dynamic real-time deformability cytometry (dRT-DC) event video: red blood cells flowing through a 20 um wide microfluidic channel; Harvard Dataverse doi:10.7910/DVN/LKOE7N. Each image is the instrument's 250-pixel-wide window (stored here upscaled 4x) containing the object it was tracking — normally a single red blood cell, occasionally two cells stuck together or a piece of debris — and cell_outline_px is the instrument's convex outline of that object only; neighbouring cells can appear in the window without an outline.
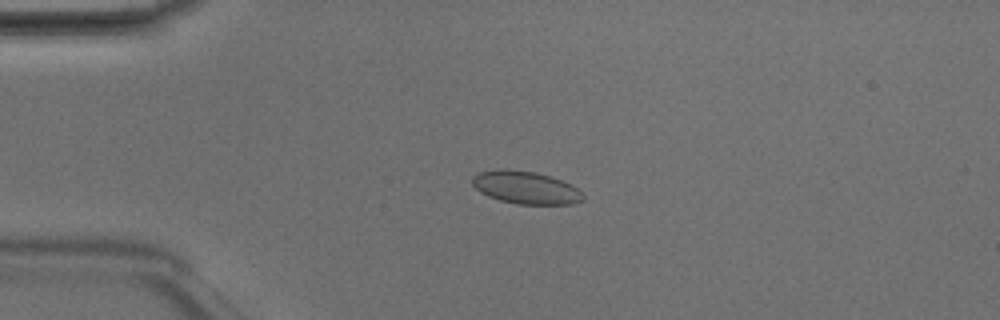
{"species": "Egyptian fruit bat (a non-hibernating species)", "species_latin": "Rousettus aegyptiacus", "temperature_condition": "room temperature", "stored_images_in_passage": 41, "camera_frame_rate_fps": 3000, "um_per_image_px": 0.085, "animal": {"sex": "male"}, "frame": {"image": 1, "passage_image": 4, "time_ms": 1.0, "image_size_px": [1000, 320], "cell_outline_px": [[584, 200], [572, 204], [516, 204], [500, 200], [488, 196], [480, 192], [472, 184], [472, 176], [480, 172], [500, 168], [532, 172], [548, 176], [572, 184], [584, 196]], "centroid_in_image_um": [44.66, 15.95], "position_along_channel_um": 40.3, "area_um2": 20.92}}
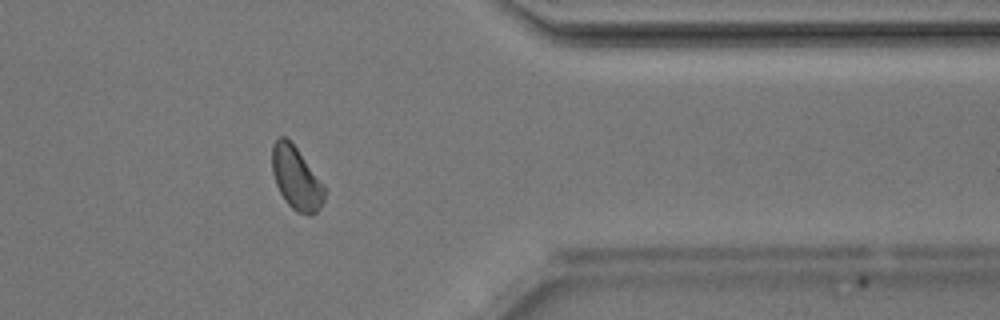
{"frame": {"image": 2, "passage_image": 32, "time_ms": 10.333, "image_size_px": [1000, 320], "cell_outline_px": [[324, 200], [320, 208], [312, 216], [308, 216], [296, 212], [284, 200], [276, 184], [272, 172], [272, 144], [280, 136], [284, 136], [296, 148], [324, 184]], "centroid_in_image_um": [25.18, 15.18], "position_along_channel_um": 386.2, "area_um2": 19.13}}
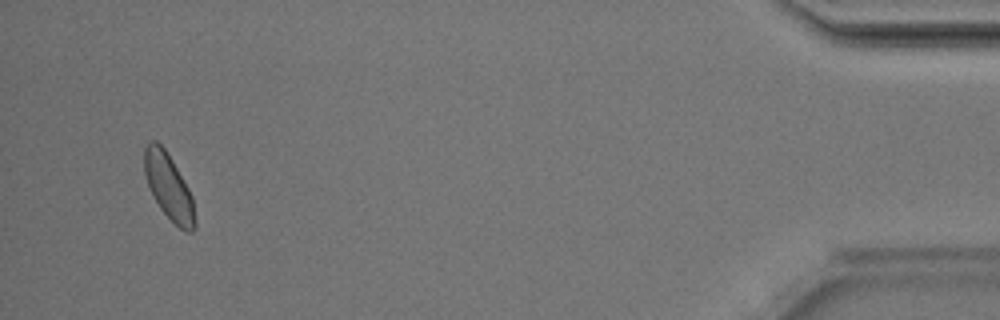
{"frame": {"image": 3, "passage_image": 39, "time_ms": 12.667, "image_size_px": [1000, 320], "cell_outline_px": [[196, 228], [192, 232], [188, 232], [180, 228], [160, 208], [152, 196], [144, 172], [144, 148], [152, 140], [156, 140], [164, 148], [172, 160], [188, 188], [192, 196], [196, 220]], "centroid_in_image_um": [14.34, 15.89], "position_along_channel_um": 420.9, "area_um2": 19.19}, "authors_computed_cell_mechanics": {"area_um2": 19.5942, "velocity_mm_per_s": 4.1728, "shape_relaxation_time_tau1_ms": null, "shape_relaxation_time_tau2_ms": 2.5905, "deformation_change_tau1": null, "deformation_change_tau2": 0.0568}}